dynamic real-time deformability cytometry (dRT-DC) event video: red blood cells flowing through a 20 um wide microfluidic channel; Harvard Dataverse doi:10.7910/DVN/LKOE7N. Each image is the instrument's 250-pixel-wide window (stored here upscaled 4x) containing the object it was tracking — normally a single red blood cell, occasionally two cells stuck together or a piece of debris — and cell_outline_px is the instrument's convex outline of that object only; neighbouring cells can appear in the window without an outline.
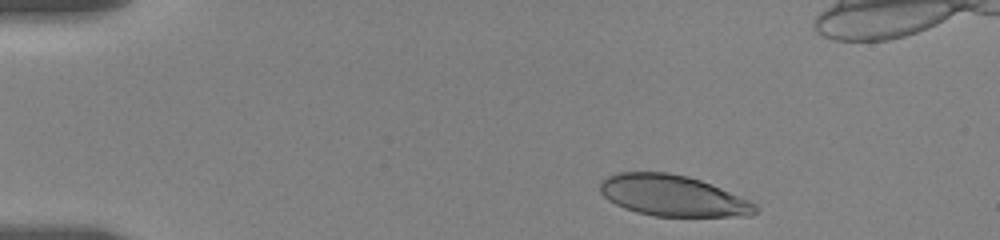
{"species": "human", "species_latin": "Homo sapiens", "temperature_condition": "room temperature", "stored_images_in_passage": 9, "camera_frame_rate_fps": 3000, "um_per_image_px": 0.085, "donor": {"sex": "female"}, "frame": {"image": 1, "passage_image": 1, "time_ms": 0.0, "image_size_px": [1000, 240], "cell_outline_px": [[760, 208], [752, 216], [656, 216], [636, 212], [624, 208], [608, 200], [600, 192], [600, 180], [616, 172], [668, 172], [688, 176], [712, 184], [748, 200], [756, 204]], "centroid_in_image_um": [57.18, 16.63], "position_along_channel_um": 27.8, "area_um2": 37.22}}
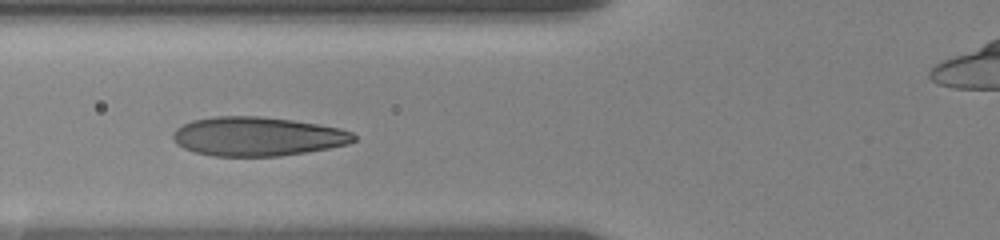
{"frame": {"image": 2, "passage_image": 6, "time_ms": 4.333, "image_size_px": [1000, 240], "cell_outline_px": [[356, 140], [348, 144], [328, 148], [280, 156], [212, 156], [196, 152], [184, 148], [176, 144], [172, 140], [172, 132], [176, 128], [192, 120], [216, 116], [260, 116], [292, 120], [340, 128], [352, 132], [356, 136]], "centroid_in_image_um": [21.85, 11.59], "position_along_channel_um": 103.9, "area_um2": 41.15}}
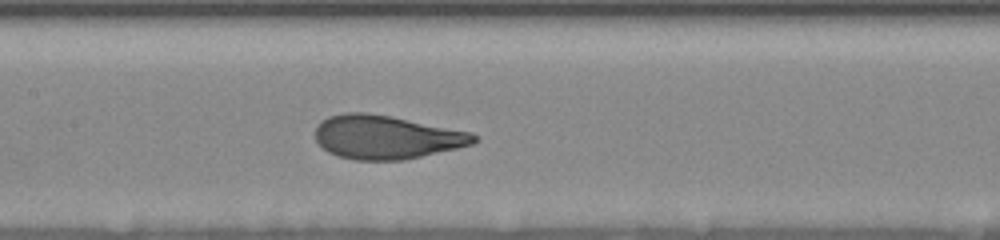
{"frame": {"image": 3, "passage_image": 9, "time_ms": 6.333, "image_size_px": [1000, 240], "cell_outline_px": [[480, 140], [472, 144], [456, 148], [404, 160], [352, 160], [336, 156], [328, 152], [316, 140], [316, 128], [320, 120], [328, 116], [344, 112], [368, 112], [472, 132]], "centroid_in_image_um": [32.81, 11.65], "position_along_channel_um": 174.6, "area_um2": 40.34}}